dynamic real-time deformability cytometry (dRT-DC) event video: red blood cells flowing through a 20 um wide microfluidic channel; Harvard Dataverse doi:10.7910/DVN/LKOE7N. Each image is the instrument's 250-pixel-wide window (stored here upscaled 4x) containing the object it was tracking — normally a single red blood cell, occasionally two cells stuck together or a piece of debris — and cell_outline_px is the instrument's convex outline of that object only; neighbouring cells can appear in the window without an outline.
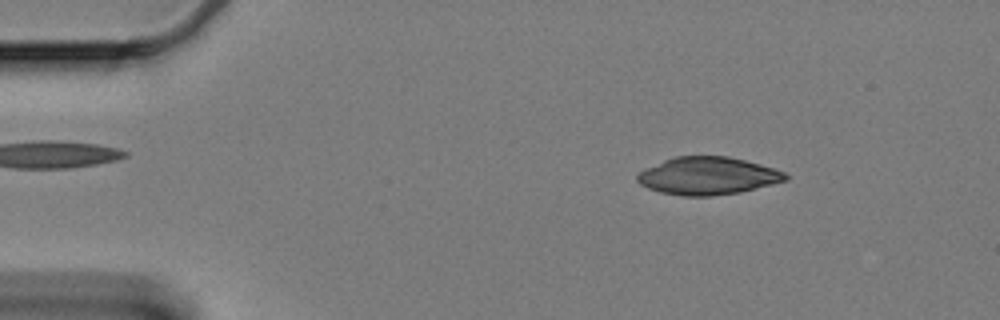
{"species": "Egyptian fruit bat (a non-hibernating species)", "species_latin": "Rousettus aegyptiacus", "temperature_condition": "cold", "stored_images_in_passage": 55, "camera_frame_rate_fps": 3000, "um_per_image_px": 0.085, "animal": {"sex": "female"}, "frame": {"image": 1, "passage_image": 8, "time_ms": 2.333, "image_size_px": [1000, 320], "cell_outline_px": [[788, 180], [740, 192], [712, 196], [684, 196], [660, 192], [648, 188], [640, 184], [636, 180], [636, 176], [644, 168], [664, 160], [676, 156], [728, 156], [760, 164], [784, 172], [788, 176]], "centroid_in_image_um": [60.14, 14.95], "position_along_channel_um": 24.9, "area_um2": 32.43}}
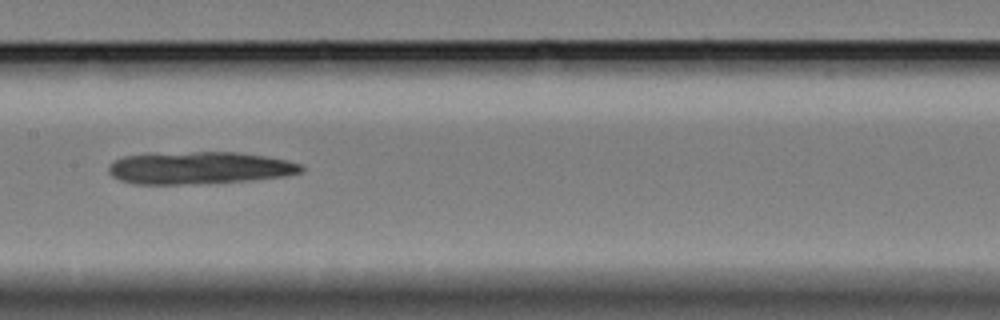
{"frame": {"image": 2, "passage_image": 29, "time_ms": 9.333, "image_size_px": [1000, 320], "cell_outline_px": [[304, 168], [300, 172], [280, 176], [248, 180], [180, 184], [136, 184], [120, 180], [112, 176], [108, 172], [108, 164], [124, 156], [192, 152], [236, 152], [264, 156], [288, 160], [300, 164]], "centroid_in_image_um": [16.91, 14.27], "position_along_channel_um": 190.5, "area_um2": 35.6}}
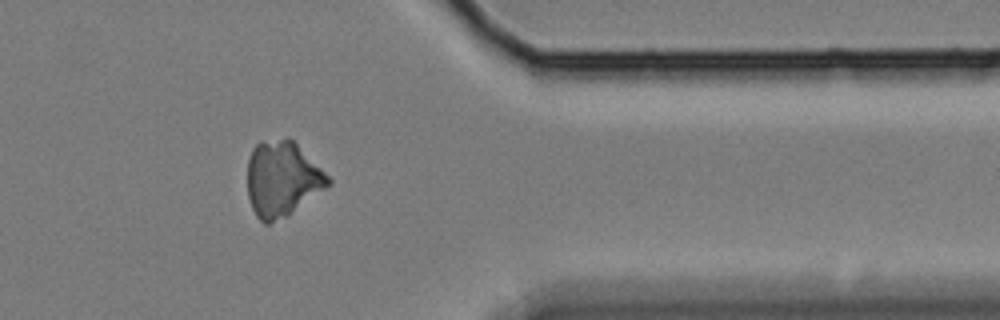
{"frame": {"image": 3, "passage_image": 48, "time_ms": 15.667, "image_size_px": [1000, 320], "cell_outline_px": [[332, 184], [288, 216], [268, 224], [264, 224], [256, 216], [252, 208], [248, 196], [248, 160], [252, 148], [260, 140], [292, 140], [332, 180]], "centroid_in_image_um": [23.97, 15.25], "position_along_channel_um": 387.4, "area_um2": 35.14}}